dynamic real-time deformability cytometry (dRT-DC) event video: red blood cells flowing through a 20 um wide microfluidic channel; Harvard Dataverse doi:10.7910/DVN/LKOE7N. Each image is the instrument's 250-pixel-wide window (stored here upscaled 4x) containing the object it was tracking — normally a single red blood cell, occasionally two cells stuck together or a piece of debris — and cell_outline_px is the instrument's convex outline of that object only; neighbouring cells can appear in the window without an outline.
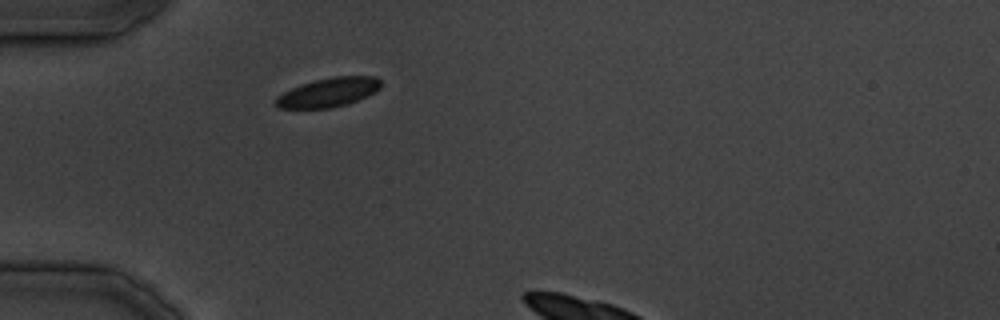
{"species": "common noctule bat (a hibernating species)", "species_latin": "Nyctalus noctula", "temperature_condition": "cold", "stored_images_in_passage": 5, "camera_frame_rate_fps": 3000, "um_per_image_px": 0.085, "animal": {"sex": "male", "body_mass_g": 19.5, "forearm_length_mm": 54.6}, "frame": {"image": 1, "passage_image": 1, "time_ms": 0.0, "image_size_px": [1000, 320], "cell_outline_px": [[380, 88], [376, 92], [348, 104], [332, 108], [276, 108], [272, 104], [272, 100], [276, 96], [292, 88], [316, 80], [332, 76], [376, 76], [380, 80]], "centroid_in_image_um": [27.88, 7.86], "position_along_channel_um": 57.1, "area_um2": 17.98}}